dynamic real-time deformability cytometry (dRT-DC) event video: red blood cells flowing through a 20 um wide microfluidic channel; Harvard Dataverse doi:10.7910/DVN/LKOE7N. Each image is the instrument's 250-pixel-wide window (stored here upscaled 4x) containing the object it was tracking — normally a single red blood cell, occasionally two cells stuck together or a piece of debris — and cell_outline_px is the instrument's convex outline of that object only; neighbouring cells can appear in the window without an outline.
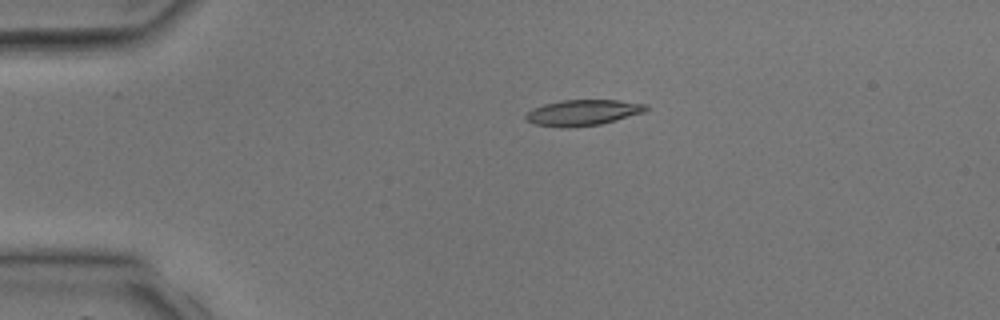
{"species": "common noctule bat (a hibernating species)", "species_latin": "Nyctalus noctula", "temperature_condition": "room temperature", "stored_images_in_passage": 3, "camera_frame_rate_fps": 3000, "um_per_image_px": 0.085, "animal": {"sex": "male", "body_mass_g": 17.9, "forearm_length_mm": 54.2}, "frame": {"image": 1, "passage_image": 2, "time_ms": 2.0, "image_size_px": [1000, 320], "cell_outline_px": [[648, 108], [644, 112], [616, 120], [600, 124], [572, 128], [560, 128], [536, 124], [528, 120], [524, 116], [532, 108], [544, 104], [560, 100], [616, 100], [648, 104]], "centroid_in_image_um": [49.54, 9.57], "position_along_channel_um": 35.5, "area_um2": 18.15}}